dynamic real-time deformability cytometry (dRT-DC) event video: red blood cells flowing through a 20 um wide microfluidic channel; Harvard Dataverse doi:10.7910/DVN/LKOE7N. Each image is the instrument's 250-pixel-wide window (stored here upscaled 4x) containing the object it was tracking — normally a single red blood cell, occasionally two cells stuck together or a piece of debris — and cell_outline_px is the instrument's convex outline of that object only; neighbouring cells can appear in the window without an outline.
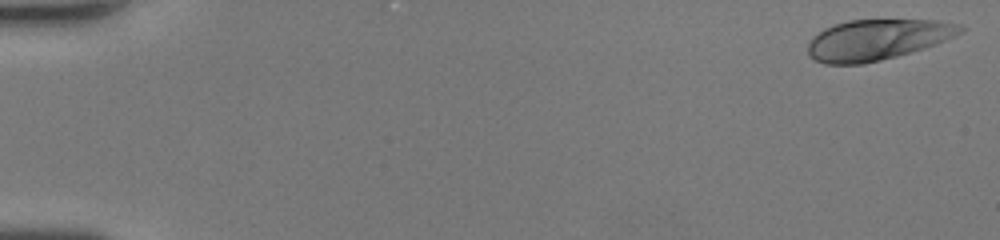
{"species": "human", "species_latin": "Homo sapiens", "temperature_condition": "room temperature", "stored_images_in_passage": 47, "camera_frame_rate_fps": 3000, "um_per_image_px": 0.085, "donor": {"sex": "female"}, "frame": {"image": 1, "passage_image": 1, "time_ms": 0.0, "image_size_px": [1000, 240], "cell_outline_px": [[964, 32], [924, 48], [896, 56], [864, 64], [824, 64], [808, 56], [808, 44], [812, 36], [824, 28], [848, 20], [936, 20], [964, 24]], "centroid_in_image_um": [74.56, 3.37], "position_along_channel_um": 10.4, "area_um2": 36.13}}
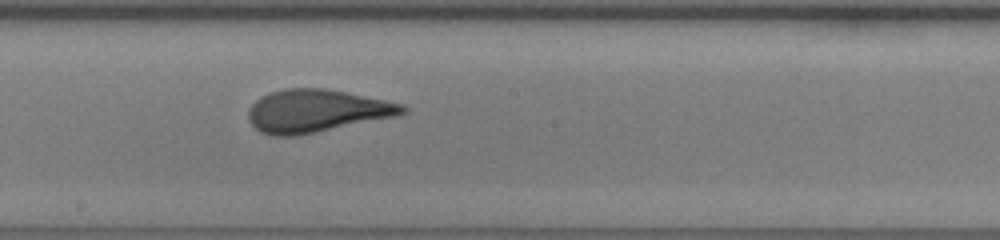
{"frame": {"image": 2, "passage_image": 27, "time_ms": 8.667, "image_size_px": [1000, 240], "cell_outline_px": [[408, 112], [396, 116], [296, 136], [272, 136], [260, 132], [248, 120], [248, 112], [252, 104], [256, 100], [272, 92], [288, 88], [324, 88], [404, 104], [408, 108]], "centroid_in_image_um": [26.9, 9.44], "position_along_channel_um": 221.3, "area_um2": 38.03}}
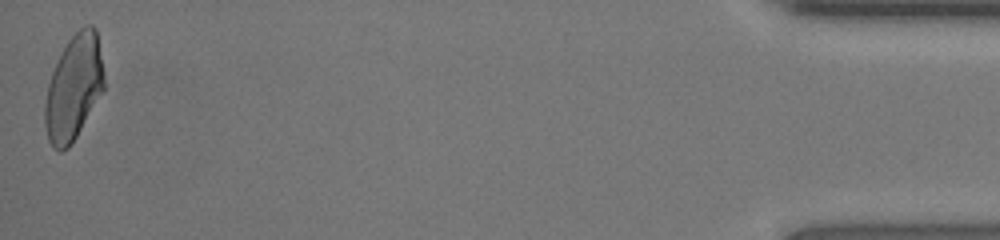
{"frame": {"image": 3, "passage_image": 47, "time_ms": 15.333, "image_size_px": [1000, 240], "cell_outline_px": [[104, 88], [72, 144], [68, 148], [60, 152], [52, 148], [48, 140], [44, 124], [44, 104], [48, 84], [52, 72], [60, 52], [68, 40], [80, 28], [88, 24], [92, 24], [96, 28], [104, 72]], "centroid_in_image_um": [6.25, 7.46], "position_along_channel_um": 429.0, "area_um2": 36.36}, "authors_computed_cell_mechanics": {"area_um2": 37.3388, "velocity_mm_per_s": 4.4211, "shape_relaxation_time_tau1_ms": 5.6351, "shape_relaxation_time_tau2_ms": null, "deformation_change_tau1": 0.219, "deformation_change_tau2": null}}